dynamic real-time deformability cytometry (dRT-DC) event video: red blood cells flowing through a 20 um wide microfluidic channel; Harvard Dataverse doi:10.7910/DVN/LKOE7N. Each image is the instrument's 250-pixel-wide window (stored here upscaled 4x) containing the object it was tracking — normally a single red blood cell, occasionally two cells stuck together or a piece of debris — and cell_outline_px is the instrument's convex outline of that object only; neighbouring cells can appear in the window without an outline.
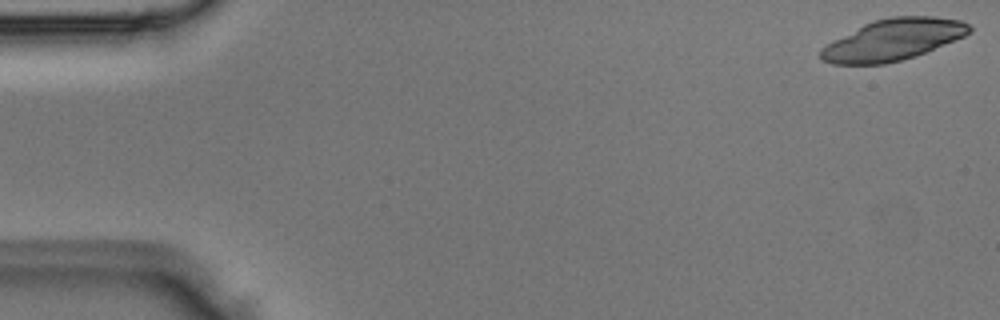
{"species": "Egyptian fruit bat (a non-hibernating species)", "species_latin": "Rousettus aegyptiacus", "temperature_condition": "room temperature", "stored_images_in_passage": 6, "camera_frame_rate_fps": 3000, "um_per_image_px": 0.085, "animal": {"sex": "male"}, "frame": {"image": 1, "passage_image": 1, "time_ms": 0.0, "image_size_px": [1000, 320], "cell_outline_px": [[972, 32], [964, 36], [924, 52], [900, 60], [884, 64], [832, 64], [820, 60], [820, 48], [832, 40], [872, 20], [892, 16], [936, 16], [960, 20], [968, 24], [972, 28]], "centroid_in_image_um": [75.87, 3.36], "position_along_channel_um": 9.1, "area_um2": 35.66}}